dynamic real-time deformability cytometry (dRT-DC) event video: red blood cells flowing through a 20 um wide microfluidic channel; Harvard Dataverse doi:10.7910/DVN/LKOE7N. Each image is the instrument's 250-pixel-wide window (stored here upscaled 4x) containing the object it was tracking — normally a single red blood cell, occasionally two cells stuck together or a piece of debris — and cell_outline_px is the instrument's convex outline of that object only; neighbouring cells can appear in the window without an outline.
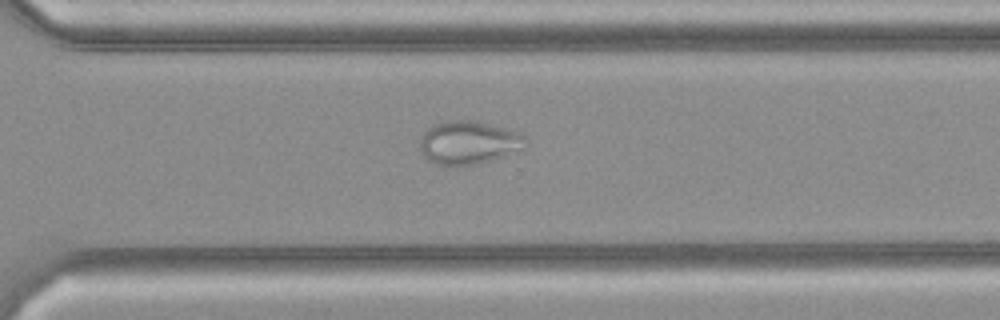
{"species": "common noctule bat (a hibernating species)", "species_latin": "Nyctalus noctula", "temperature_condition": "cold", "stored_images_in_passage": 30, "camera_frame_rate_fps": 3000, "um_per_image_px": 0.085, "animal": {"sex": "female", "body_mass_g": 21.9}, "frame": {"image": 1, "passage_image": 26, "time_ms": 8.333, "image_size_px": [1000, 320], "cell_outline_px": [[528, 148], [504, 156], [472, 164], [436, 164], [428, 160], [424, 156], [420, 148], [420, 140], [424, 132], [432, 124], [444, 120], [468, 120], [488, 124], [520, 132], [528, 140]], "centroid_in_image_um": [39.86, 12.09], "position_along_channel_um": 330.7, "area_um2": 26.53}}